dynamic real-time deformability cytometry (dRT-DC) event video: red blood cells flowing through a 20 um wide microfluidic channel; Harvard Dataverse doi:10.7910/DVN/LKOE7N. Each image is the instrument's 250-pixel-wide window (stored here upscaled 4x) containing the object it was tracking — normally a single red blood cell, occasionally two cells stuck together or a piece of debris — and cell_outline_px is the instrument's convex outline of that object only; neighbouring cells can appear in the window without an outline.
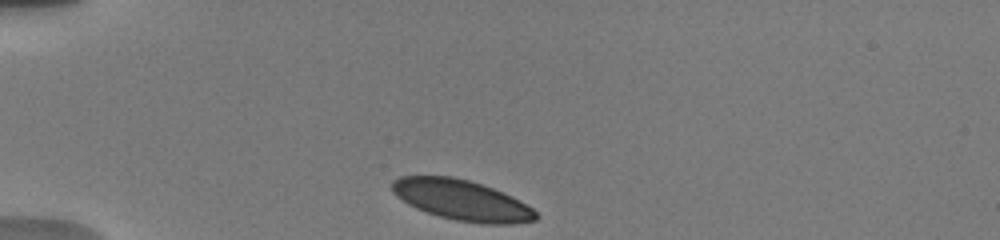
{"species": "human", "species_latin": "Homo sapiens", "temperature_condition": "warm", "stored_images_in_passage": 33, "camera_frame_rate_fps": 3000, "um_per_image_px": 0.085, "donor": {"sex": "male"}, "frame": {"image": 1, "passage_image": 1, "time_ms": 0.0, "image_size_px": [1000, 240], "cell_outline_px": [[536, 220], [512, 224], [480, 224], [456, 220], [440, 216], [416, 208], [408, 204], [396, 196], [392, 192], [392, 180], [400, 176], [452, 176], [468, 180], [504, 192], [512, 196], [532, 208], [536, 212]], "centroid_in_image_um": [39.23, 17.01], "position_along_channel_um": 45.8, "area_um2": 33.76}}
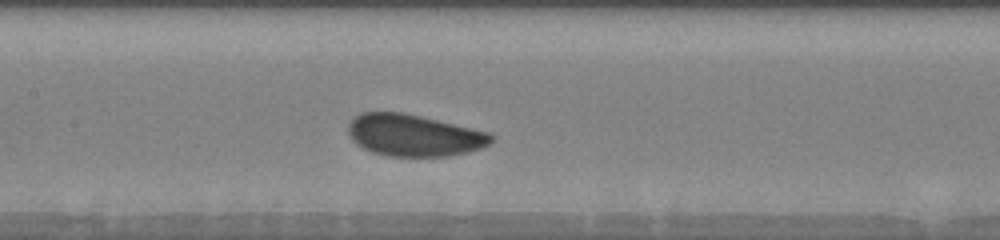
{"frame": {"image": 2, "passage_image": 12, "time_ms": 4.333, "image_size_px": [1000, 240], "cell_outline_px": [[496, 136], [492, 144], [468, 152], [448, 156], [388, 156], [372, 152], [356, 144], [352, 140], [348, 132], [348, 124], [360, 112], [404, 112], [488, 132]], "centroid_in_image_um": [35.2, 11.5], "position_along_channel_um": 172.2, "area_um2": 34.91}}
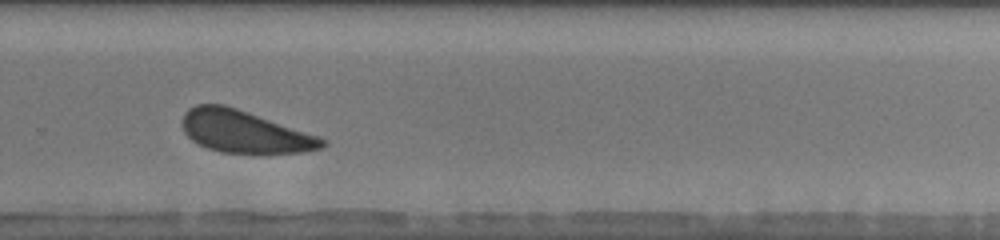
{"frame": {"image": 3, "passage_image": 20, "time_ms": 8.0, "image_size_px": [1000, 240], "cell_outline_px": [[328, 144], [324, 148], [304, 152], [220, 152], [208, 148], [192, 140], [184, 132], [180, 124], [184, 112], [188, 108], [196, 104], [224, 104], [320, 136], [328, 140]], "centroid_in_image_um": [20.78, 11.18], "position_along_channel_um": 309.0, "area_um2": 34.39}, "authors_computed_cell_mechanics": {"area_um2": 34.969, "velocity_mm_per_s": 3.748, "shape_relaxation_time_tau1_ms": 1.7209, "shape_relaxation_time_tau2_ms": null, "deformation_change_tau1": 0.0737, "deformation_change_tau2": null}}